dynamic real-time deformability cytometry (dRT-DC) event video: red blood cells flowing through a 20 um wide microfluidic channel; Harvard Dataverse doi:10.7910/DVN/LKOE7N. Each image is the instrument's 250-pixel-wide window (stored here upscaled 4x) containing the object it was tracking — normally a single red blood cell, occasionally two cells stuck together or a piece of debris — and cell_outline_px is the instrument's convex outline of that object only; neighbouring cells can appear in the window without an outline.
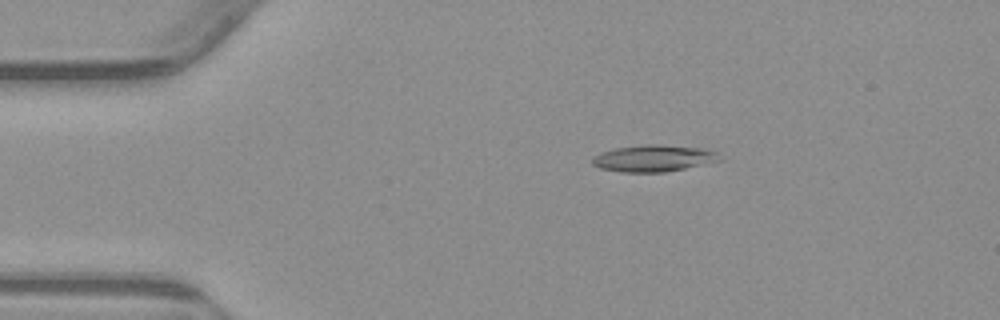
{"species": "common noctule bat (a hibernating species)", "species_latin": "Nyctalus noctula", "temperature_condition": "warm", "stored_images_in_passage": 54, "camera_frame_rate_fps": 3000, "um_per_image_px": 0.085, "animal": {"sex": "male", "body_mass_g": 23.1, "forearm_length_mm": 52.7}, "frame": {"image": 1, "passage_image": 10, "time_ms": 3.0, "image_size_px": [1000, 320], "cell_outline_px": [[720, 160], [684, 168], [664, 172], [620, 172], [600, 168], [592, 164], [592, 156], [600, 152], [616, 148], [648, 144], [660, 144], [704, 148], [716, 152]], "centroid_in_image_um": [55.49, 13.45], "position_along_channel_um": 29.5, "area_um2": 19.65}}
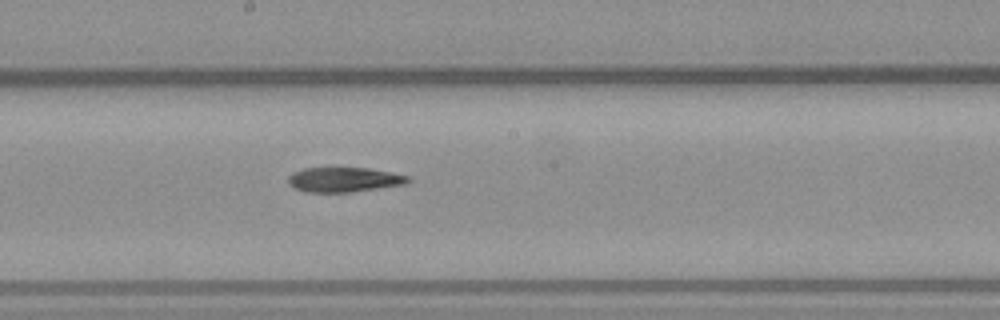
{"frame": {"image": 2, "passage_image": 29, "time_ms": 9.333, "image_size_px": [1000, 320], "cell_outline_px": [[412, 180], [404, 184], [352, 192], [304, 192], [288, 184], [288, 176], [292, 172], [304, 168], [368, 168], [392, 172], [408, 176]], "centroid_in_image_um": [29.22, 15.27], "position_along_channel_um": 219.0, "area_um2": 17.28}}
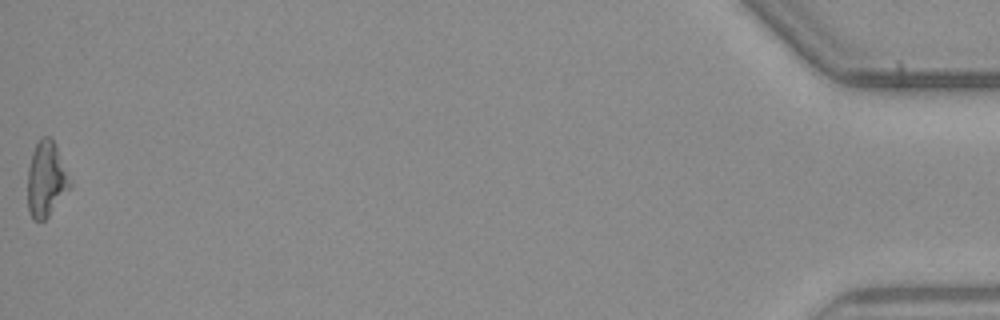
{"frame": {"image": 3, "passage_image": 54, "time_ms": 17.667, "image_size_px": [1000, 320], "cell_outline_px": [[72, 184], [48, 216], [44, 220], [32, 220], [28, 212], [28, 168], [32, 152], [40, 136], [48, 136], [52, 140], [72, 180]], "centroid_in_image_um": [3.91, 15.24], "position_along_channel_um": 431.3, "area_um2": 18.38}}